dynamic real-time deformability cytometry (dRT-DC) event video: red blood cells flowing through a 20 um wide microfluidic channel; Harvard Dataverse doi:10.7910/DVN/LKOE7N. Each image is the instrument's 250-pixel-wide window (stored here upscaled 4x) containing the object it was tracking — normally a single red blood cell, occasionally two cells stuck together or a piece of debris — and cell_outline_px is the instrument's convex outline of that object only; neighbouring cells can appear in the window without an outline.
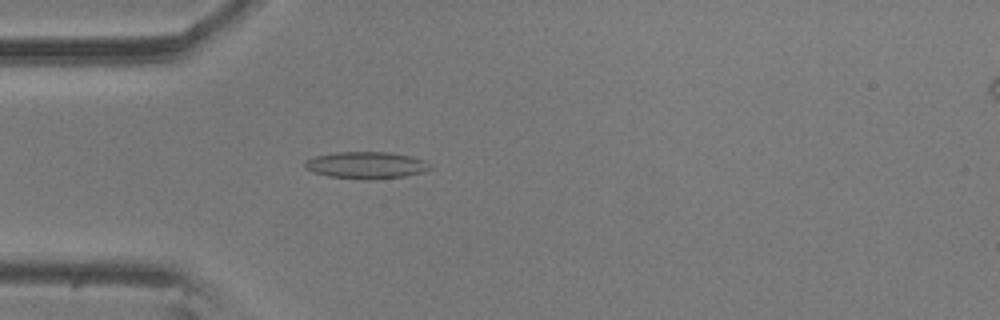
{"species": "common noctule bat (a hibernating species)", "species_latin": "Nyctalus noctula", "temperature_condition": "room temperature", "stored_images_in_passage": 49, "camera_frame_rate_fps": 3000, "um_per_image_px": 0.085, "animal": {"sex": "male", "body_mass_g": 20.5, "forearm_length_mm": 52.5}, "frame": {"image": 1, "passage_image": 8, "time_ms": 2.333, "image_size_px": [1000, 320], "cell_outline_px": [[432, 168], [424, 172], [404, 176], [368, 180], [360, 180], [328, 176], [312, 172], [304, 168], [304, 160], [316, 156], [336, 152], [388, 152], [408, 156], [424, 160]], "centroid_in_image_um": [31.07, 14.05], "position_along_channel_um": 53.9, "area_um2": 19.71}}
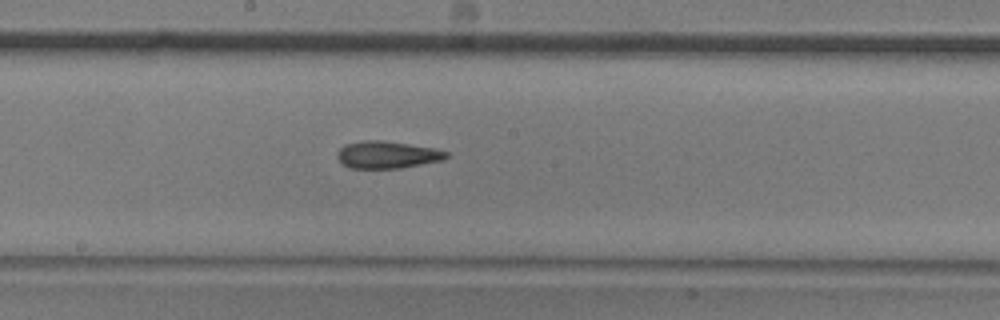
{"frame": {"image": 2, "passage_image": 22, "time_ms": 7.0, "image_size_px": [1000, 320], "cell_outline_px": [[452, 156], [444, 160], [400, 168], [348, 168], [336, 156], [336, 152], [344, 144], [364, 140], [384, 140], [436, 148], [448, 152]], "centroid_in_image_um": [32.95, 13.14], "position_along_channel_um": 215.3, "area_um2": 17.57}}
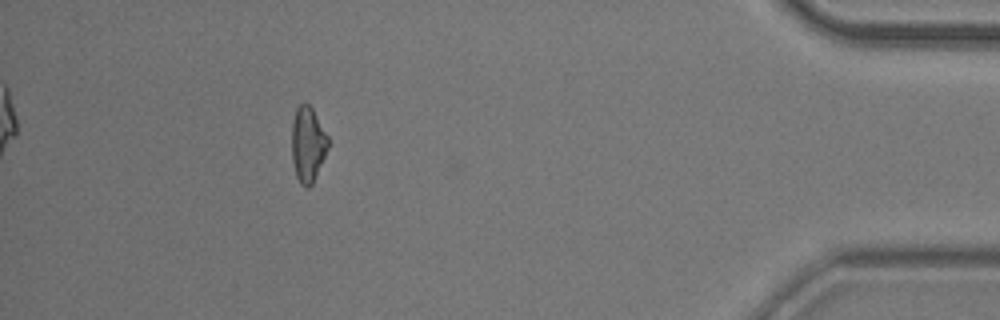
{"frame": {"image": 3, "passage_image": 43, "time_ms": 14.0, "image_size_px": [1000, 320], "cell_outline_px": [[328, 148], [312, 184], [308, 188], [300, 184], [296, 176], [292, 160], [292, 120], [296, 108], [300, 104], [308, 104], [312, 108], [328, 136]], "centroid_in_image_um": [26.15, 12.27], "position_along_channel_um": 409.1, "area_um2": 15.84}, "authors_computed_cell_mechanics": {"area_um2": 17.2244, "velocity_mm_per_s": 3.5673, "shape_relaxation_time_tau1_ms": null, "shape_relaxation_time_tau2_ms": 3.8215, "deformation_change_tau1": null, "deformation_change_tau2": 0.1352}}